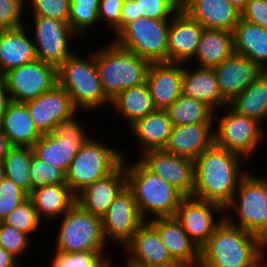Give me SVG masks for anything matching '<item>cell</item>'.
Wrapping results in <instances>:
<instances>
[{"label": "cell", "instance_id": "obj_41", "mask_svg": "<svg viewBox=\"0 0 267 267\" xmlns=\"http://www.w3.org/2000/svg\"><path fill=\"white\" fill-rule=\"evenodd\" d=\"M31 237L12 226L0 222V246L17 259L29 250ZM28 247V248H27Z\"/></svg>", "mask_w": 267, "mask_h": 267}, {"label": "cell", "instance_id": "obj_8", "mask_svg": "<svg viewBox=\"0 0 267 267\" xmlns=\"http://www.w3.org/2000/svg\"><path fill=\"white\" fill-rule=\"evenodd\" d=\"M55 250L72 253L82 251H105L106 239L102 218L84 210L76 202L57 220H60Z\"/></svg>", "mask_w": 267, "mask_h": 267}, {"label": "cell", "instance_id": "obj_31", "mask_svg": "<svg viewBox=\"0 0 267 267\" xmlns=\"http://www.w3.org/2000/svg\"><path fill=\"white\" fill-rule=\"evenodd\" d=\"M233 32L206 29L203 32L192 61L198 67L214 68L234 54Z\"/></svg>", "mask_w": 267, "mask_h": 267}, {"label": "cell", "instance_id": "obj_22", "mask_svg": "<svg viewBox=\"0 0 267 267\" xmlns=\"http://www.w3.org/2000/svg\"><path fill=\"white\" fill-rule=\"evenodd\" d=\"M127 186L124 162L106 177L96 180L76 195V203L102 218L117 195Z\"/></svg>", "mask_w": 267, "mask_h": 267}, {"label": "cell", "instance_id": "obj_37", "mask_svg": "<svg viewBox=\"0 0 267 267\" xmlns=\"http://www.w3.org/2000/svg\"><path fill=\"white\" fill-rule=\"evenodd\" d=\"M100 0H70L68 24L82 38L87 36L95 24L100 25L98 7ZM91 28V29H90Z\"/></svg>", "mask_w": 267, "mask_h": 267}, {"label": "cell", "instance_id": "obj_17", "mask_svg": "<svg viewBox=\"0 0 267 267\" xmlns=\"http://www.w3.org/2000/svg\"><path fill=\"white\" fill-rule=\"evenodd\" d=\"M25 104L42 135L51 133L57 124L78 116L77 113L80 112L70 95L59 84Z\"/></svg>", "mask_w": 267, "mask_h": 267}, {"label": "cell", "instance_id": "obj_48", "mask_svg": "<svg viewBox=\"0 0 267 267\" xmlns=\"http://www.w3.org/2000/svg\"><path fill=\"white\" fill-rule=\"evenodd\" d=\"M141 17L135 0H124L121 9L120 31L130 22Z\"/></svg>", "mask_w": 267, "mask_h": 267}, {"label": "cell", "instance_id": "obj_1", "mask_svg": "<svg viewBox=\"0 0 267 267\" xmlns=\"http://www.w3.org/2000/svg\"><path fill=\"white\" fill-rule=\"evenodd\" d=\"M241 155L213 145L194 160L193 196L211 201L223 208L232 200L244 171Z\"/></svg>", "mask_w": 267, "mask_h": 267}, {"label": "cell", "instance_id": "obj_20", "mask_svg": "<svg viewBox=\"0 0 267 267\" xmlns=\"http://www.w3.org/2000/svg\"><path fill=\"white\" fill-rule=\"evenodd\" d=\"M148 222L157 230L169 255L180 267H199L200 249L175 217H158Z\"/></svg>", "mask_w": 267, "mask_h": 267}, {"label": "cell", "instance_id": "obj_29", "mask_svg": "<svg viewBox=\"0 0 267 267\" xmlns=\"http://www.w3.org/2000/svg\"><path fill=\"white\" fill-rule=\"evenodd\" d=\"M0 130L12 146L32 147L42 134L35 126L27 105L11 101L0 120Z\"/></svg>", "mask_w": 267, "mask_h": 267}, {"label": "cell", "instance_id": "obj_7", "mask_svg": "<svg viewBox=\"0 0 267 267\" xmlns=\"http://www.w3.org/2000/svg\"><path fill=\"white\" fill-rule=\"evenodd\" d=\"M118 150L91 137L81 145L66 172V184L77 195L88 185L112 173L128 158Z\"/></svg>", "mask_w": 267, "mask_h": 267}, {"label": "cell", "instance_id": "obj_19", "mask_svg": "<svg viewBox=\"0 0 267 267\" xmlns=\"http://www.w3.org/2000/svg\"><path fill=\"white\" fill-rule=\"evenodd\" d=\"M203 27L180 8L171 18L167 40V62L188 66L195 56Z\"/></svg>", "mask_w": 267, "mask_h": 267}, {"label": "cell", "instance_id": "obj_32", "mask_svg": "<svg viewBox=\"0 0 267 267\" xmlns=\"http://www.w3.org/2000/svg\"><path fill=\"white\" fill-rule=\"evenodd\" d=\"M232 32L234 52L248 57L267 71V28L240 18Z\"/></svg>", "mask_w": 267, "mask_h": 267}, {"label": "cell", "instance_id": "obj_50", "mask_svg": "<svg viewBox=\"0 0 267 267\" xmlns=\"http://www.w3.org/2000/svg\"><path fill=\"white\" fill-rule=\"evenodd\" d=\"M20 261L0 246V267H21Z\"/></svg>", "mask_w": 267, "mask_h": 267}, {"label": "cell", "instance_id": "obj_13", "mask_svg": "<svg viewBox=\"0 0 267 267\" xmlns=\"http://www.w3.org/2000/svg\"><path fill=\"white\" fill-rule=\"evenodd\" d=\"M32 36L37 60L59 67L74 53L69 43L79 36L67 22L45 16H33ZM74 37V38H73ZM73 39L70 41V39Z\"/></svg>", "mask_w": 267, "mask_h": 267}, {"label": "cell", "instance_id": "obj_47", "mask_svg": "<svg viewBox=\"0 0 267 267\" xmlns=\"http://www.w3.org/2000/svg\"><path fill=\"white\" fill-rule=\"evenodd\" d=\"M241 18L267 28V0H248L241 11Z\"/></svg>", "mask_w": 267, "mask_h": 267}, {"label": "cell", "instance_id": "obj_23", "mask_svg": "<svg viewBox=\"0 0 267 267\" xmlns=\"http://www.w3.org/2000/svg\"><path fill=\"white\" fill-rule=\"evenodd\" d=\"M222 96L230 102L265 70L248 57L234 53L213 68Z\"/></svg>", "mask_w": 267, "mask_h": 267}, {"label": "cell", "instance_id": "obj_40", "mask_svg": "<svg viewBox=\"0 0 267 267\" xmlns=\"http://www.w3.org/2000/svg\"><path fill=\"white\" fill-rule=\"evenodd\" d=\"M31 191L32 189L51 184H66V172L53 165L46 164L33 154L30 166Z\"/></svg>", "mask_w": 267, "mask_h": 267}, {"label": "cell", "instance_id": "obj_6", "mask_svg": "<svg viewBox=\"0 0 267 267\" xmlns=\"http://www.w3.org/2000/svg\"><path fill=\"white\" fill-rule=\"evenodd\" d=\"M231 212L235 213L238 221L235 222ZM224 219L260 237L267 244L266 176H256L249 171L241 179L232 200L224 207Z\"/></svg>", "mask_w": 267, "mask_h": 267}, {"label": "cell", "instance_id": "obj_26", "mask_svg": "<svg viewBox=\"0 0 267 267\" xmlns=\"http://www.w3.org/2000/svg\"><path fill=\"white\" fill-rule=\"evenodd\" d=\"M184 64L182 95L206 103L215 112L228 105L222 96L213 68H188Z\"/></svg>", "mask_w": 267, "mask_h": 267}, {"label": "cell", "instance_id": "obj_28", "mask_svg": "<svg viewBox=\"0 0 267 267\" xmlns=\"http://www.w3.org/2000/svg\"><path fill=\"white\" fill-rule=\"evenodd\" d=\"M132 137L142 155L149 150L164 149L169 141L173 128L166 110H155L145 117L138 119L129 127Z\"/></svg>", "mask_w": 267, "mask_h": 267}, {"label": "cell", "instance_id": "obj_35", "mask_svg": "<svg viewBox=\"0 0 267 267\" xmlns=\"http://www.w3.org/2000/svg\"><path fill=\"white\" fill-rule=\"evenodd\" d=\"M169 119L175 125L215 123V111L206 103L184 95L178 97L167 109Z\"/></svg>", "mask_w": 267, "mask_h": 267}, {"label": "cell", "instance_id": "obj_33", "mask_svg": "<svg viewBox=\"0 0 267 267\" xmlns=\"http://www.w3.org/2000/svg\"><path fill=\"white\" fill-rule=\"evenodd\" d=\"M111 107L122 115L127 127L156 110L147 83L126 88L111 100Z\"/></svg>", "mask_w": 267, "mask_h": 267}, {"label": "cell", "instance_id": "obj_52", "mask_svg": "<svg viewBox=\"0 0 267 267\" xmlns=\"http://www.w3.org/2000/svg\"><path fill=\"white\" fill-rule=\"evenodd\" d=\"M232 6H234L240 12L245 8L248 0H228Z\"/></svg>", "mask_w": 267, "mask_h": 267}, {"label": "cell", "instance_id": "obj_46", "mask_svg": "<svg viewBox=\"0 0 267 267\" xmlns=\"http://www.w3.org/2000/svg\"><path fill=\"white\" fill-rule=\"evenodd\" d=\"M124 0H100L98 7L99 21L108 27L114 37L120 32L121 9Z\"/></svg>", "mask_w": 267, "mask_h": 267}, {"label": "cell", "instance_id": "obj_51", "mask_svg": "<svg viewBox=\"0 0 267 267\" xmlns=\"http://www.w3.org/2000/svg\"><path fill=\"white\" fill-rule=\"evenodd\" d=\"M12 147L9 139L0 130V162H3L4 157Z\"/></svg>", "mask_w": 267, "mask_h": 267}, {"label": "cell", "instance_id": "obj_10", "mask_svg": "<svg viewBox=\"0 0 267 267\" xmlns=\"http://www.w3.org/2000/svg\"><path fill=\"white\" fill-rule=\"evenodd\" d=\"M170 20L139 17L128 23L112 40L150 63L167 62Z\"/></svg>", "mask_w": 267, "mask_h": 267}, {"label": "cell", "instance_id": "obj_24", "mask_svg": "<svg viewBox=\"0 0 267 267\" xmlns=\"http://www.w3.org/2000/svg\"><path fill=\"white\" fill-rule=\"evenodd\" d=\"M214 129V123L175 125L164 150L195 160L215 144Z\"/></svg>", "mask_w": 267, "mask_h": 267}, {"label": "cell", "instance_id": "obj_43", "mask_svg": "<svg viewBox=\"0 0 267 267\" xmlns=\"http://www.w3.org/2000/svg\"><path fill=\"white\" fill-rule=\"evenodd\" d=\"M28 194L18 187L13 181L4 178L0 183V222L28 199Z\"/></svg>", "mask_w": 267, "mask_h": 267}, {"label": "cell", "instance_id": "obj_55", "mask_svg": "<svg viewBox=\"0 0 267 267\" xmlns=\"http://www.w3.org/2000/svg\"><path fill=\"white\" fill-rule=\"evenodd\" d=\"M126 264V267H138V266H135V265H132V264H128V263H125Z\"/></svg>", "mask_w": 267, "mask_h": 267}, {"label": "cell", "instance_id": "obj_44", "mask_svg": "<svg viewBox=\"0 0 267 267\" xmlns=\"http://www.w3.org/2000/svg\"><path fill=\"white\" fill-rule=\"evenodd\" d=\"M26 0H0V30L27 26L23 21ZM25 23V24H24Z\"/></svg>", "mask_w": 267, "mask_h": 267}, {"label": "cell", "instance_id": "obj_34", "mask_svg": "<svg viewBox=\"0 0 267 267\" xmlns=\"http://www.w3.org/2000/svg\"><path fill=\"white\" fill-rule=\"evenodd\" d=\"M228 106L240 115L254 118L262 124L267 120V71L251 82Z\"/></svg>", "mask_w": 267, "mask_h": 267}, {"label": "cell", "instance_id": "obj_53", "mask_svg": "<svg viewBox=\"0 0 267 267\" xmlns=\"http://www.w3.org/2000/svg\"><path fill=\"white\" fill-rule=\"evenodd\" d=\"M4 178H5L4 166L3 162H0V183L3 181Z\"/></svg>", "mask_w": 267, "mask_h": 267}, {"label": "cell", "instance_id": "obj_49", "mask_svg": "<svg viewBox=\"0 0 267 267\" xmlns=\"http://www.w3.org/2000/svg\"><path fill=\"white\" fill-rule=\"evenodd\" d=\"M11 101L12 100L7 90L6 82L3 76H0V120L3 114L6 112Z\"/></svg>", "mask_w": 267, "mask_h": 267}, {"label": "cell", "instance_id": "obj_39", "mask_svg": "<svg viewBox=\"0 0 267 267\" xmlns=\"http://www.w3.org/2000/svg\"><path fill=\"white\" fill-rule=\"evenodd\" d=\"M2 222L31 236V233L37 232L43 221L39 218L34 204L28 198L21 205L14 208Z\"/></svg>", "mask_w": 267, "mask_h": 267}, {"label": "cell", "instance_id": "obj_54", "mask_svg": "<svg viewBox=\"0 0 267 267\" xmlns=\"http://www.w3.org/2000/svg\"><path fill=\"white\" fill-rule=\"evenodd\" d=\"M180 6H182L187 0H175Z\"/></svg>", "mask_w": 267, "mask_h": 267}, {"label": "cell", "instance_id": "obj_30", "mask_svg": "<svg viewBox=\"0 0 267 267\" xmlns=\"http://www.w3.org/2000/svg\"><path fill=\"white\" fill-rule=\"evenodd\" d=\"M28 198L34 204L39 218L51 223L57 221L76 202V195L67 184L36 187Z\"/></svg>", "mask_w": 267, "mask_h": 267}, {"label": "cell", "instance_id": "obj_12", "mask_svg": "<svg viewBox=\"0 0 267 267\" xmlns=\"http://www.w3.org/2000/svg\"><path fill=\"white\" fill-rule=\"evenodd\" d=\"M12 101L26 103L58 84V67L36 60L2 75Z\"/></svg>", "mask_w": 267, "mask_h": 267}, {"label": "cell", "instance_id": "obj_25", "mask_svg": "<svg viewBox=\"0 0 267 267\" xmlns=\"http://www.w3.org/2000/svg\"><path fill=\"white\" fill-rule=\"evenodd\" d=\"M181 8L206 29L232 32L241 18L228 0H187Z\"/></svg>", "mask_w": 267, "mask_h": 267}, {"label": "cell", "instance_id": "obj_9", "mask_svg": "<svg viewBox=\"0 0 267 267\" xmlns=\"http://www.w3.org/2000/svg\"><path fill=\"white\" fill-rule=\"evenodd\" d=\"M220 110L222 116L219 111L214 115L215 145L235 152L247 160L252 159L266 137L267 132L263 124L254 118L236 113L228 105Z\"/></svg>", "mask_w": 267, "mask_h": 267}, {"label": "cell", "instance_id": "obj_5", "mask_svg": "<svg viewBox=\"0 0 267 267\" xmlns=\"http://www.w3.org/2000/svg\"><path fill=\"white\" fill-rule=\"evenodd\" d=\"M58 84L70 95L74 106L87 114L111 105L99 79L95 51L85 58L75 52L70 55L58 67Z\"/></svg>", "mask_w": 267, "mask_h": 267}, {"label": "cell", "instance_id": "obj_4", "mask_svg": "<svg viewBox=\"0 0 267 267\" xmlns=\"http://www.w3.org/2000/svg\"><path fill=\"white\" fill-rule=\"evenodd\" d=\"M95 59L103 91L110 100L126 88L146 83L150 62L114 40L110 39L109 44L98 48Z\"/></svg>", "mask_w": 267, "mask_h": 267}, {"label": "cell", "instance_id": "obj_2", "mask_svg": "<svg viewBox=\"0 0 267 267\" xmlns=\"http://www.w3.org/2000/svg\"><path fill=\"white\" fill-rule=\"evenodd\" d=\"M267 244L225 219L200 249L199 267H267Z\"/></svg>", "mask_w": 267, "mask_h": 267}, {"label": "cell", "instance_id": "obj_38", "mask_svg": "<svg viewBox=\"0 0 267 267\" xmlns=\"http://www.w3.org/2000/svg\"><path fill=\"white\" fill-rule=\"evenodd\" d=\"M53 252L50 267H112L114 263L110 255H105L106 251Z\"/></svg>", "mask_w": 267, "mask_h": 267}, {"label": "cell", "instance_id": "obj_36", "mask_svg": "<svg viewBox=\"0 0 267 267\" xmlns=\"http://www.w3.org/2000/svg\"><path fill=\"white\" fill-rule=\"evenodd\" d=\"M32 156L31 147L13 146L3 159L5 177L13 181L28 195L31 193L30 166Z\"/></svg>", "mask_w": 267, "mask_h": 267}, {"label": "cell", "instance_id": "obj_11", "mask_svg": "<svg viewBox=\"0 0 267 267\" xmlns=\"http://www.w3.org/2000/svg\"><path fill=\"white\" fill-rule=\"evenodd\" d=\"M87 131L76 116L60 122L31 147L33 154L46 164L67 172L81 145L91 137Z\"/></svg>", "mask_w": 267, "mask_h": 267}, {"label": "cell", "instance_id": "obj_3", "mask_svg": "<svg viewBox=\"0 0 267 267\" xmlns=\"http://www.w3.org/2000/svg\"><path fill=\"white\" fill-rule=\"evenodd\" d=\"M127 187L132 191L140 215L145 221L158 217H174L185 196L167 181L150 171L139 159L123 158ZM152 216V217H150ZM150 217V218H149Z\"/></svg>", "mask_w": 267, "mask_h": 267}, {"label": "cell", "instance_id": "obj_45", "mask_svg": "<svg viewBox=\"0 0 267 267\" xmlns=\"http://www.w3.org/2000/svg\"><path fill=\"white\" fill-rule=\"evenodd\" d=\"M141 17L171 19L181 8L175 0H135Z\"/></svg>", "mask_w": 267, "mask_h": 267}, {"label": "cell", "instance_id": "obj_21", "mask_svg": "<svg viewBox=\"0 0 267 267\" xmlns=\"http://www.w3.org/2000/svg\"><path fill=\"white\" fill-rule=\"evenodd\" d=\"M183 63H150L146 83L156 110H166L182 95Z\"/></svg>", "mask_w": 267, "mask_h": 267}, {"label": "cell", "instance_id": "obj_14", "mask_svg": "<svg viewBox=\"0 0 267 267\" xmlns=\"http://www.w3.org/2000/svg\"><path fill=\"white\" fill-rule=\"evenodd\" d=\"M174 217L191 240L201 249L224 219V208L211 201L185 197L177 208ZM215 217L220 219L216 220Z\"/></svg>", "mask_w": 267, "mask_h": 267}, {"label": "cell", "instance_id": "obj_15", "mask_svg": "<svg viewBox=\"0 0 267 267\" xmlns=\"http://www.w3.org/2000/svg\"><path fill=\"white\" fill-rule=\"evenodd\" d=\"M145 222L140 215L132 191L126 186L102 217L105 239L124 247Z\"/></svg>", "mask_w": 267, "mask_h": 267}, {"label": "cell", "instance_id": "obj_42", "mask_svg": "<svg viewBox=\"0 0 267 267\" xmlns=\"http://www.w3.org/2000/svg\"><path fill=\"white\" fill-rule=\"evenodd\" d=\"M33 16H45L68 23L70 0H26Z\"/></svg>", "mask_w": 267, "mask_h": 267}, {"label": "cell", "instance_id": "obj_18", "mask_svg": "<svg viewBox=\"0 0 267 267\" xmlns=\"http://www.w3.org/2000/svg\"><path fill=\"white\" fill-rule=\"evenodd\" d=\"M127 252L126 263L138 267H180L169 255L157 230L145 221L123 247Z\"/></svg>", "mask_w": 267, "mask_h": 267}, {"label": "cell", "instance_id": "obj_27", "mask_svg": "<svg viewBox=\"0 0 267 267\" xmlns=\"http://www.w3.org/2000/svg\"><path fill=\"white\" fill-rule=\"evenodd\" d=\"M25 27L0 30V76L37 60L32 36L29 35L28 27Z\"/></svg>", "mask_w": 267, "mask_h": 267}, {"label": "cell", "instance_id": "obj_16", "mask_svg": "<svg viewBox=\"0 0 267 267\" xmlns=\"http://www.w3.org/2000/svg\"><path fill=\"white\" fill-rule=\"evenodd\" d=\"M138 159L185 197L193 196L194 160L174 155L164 149L146 151Z\"/></svg>", "mask_w": 267, "mask_h": 267}]
</instances>
